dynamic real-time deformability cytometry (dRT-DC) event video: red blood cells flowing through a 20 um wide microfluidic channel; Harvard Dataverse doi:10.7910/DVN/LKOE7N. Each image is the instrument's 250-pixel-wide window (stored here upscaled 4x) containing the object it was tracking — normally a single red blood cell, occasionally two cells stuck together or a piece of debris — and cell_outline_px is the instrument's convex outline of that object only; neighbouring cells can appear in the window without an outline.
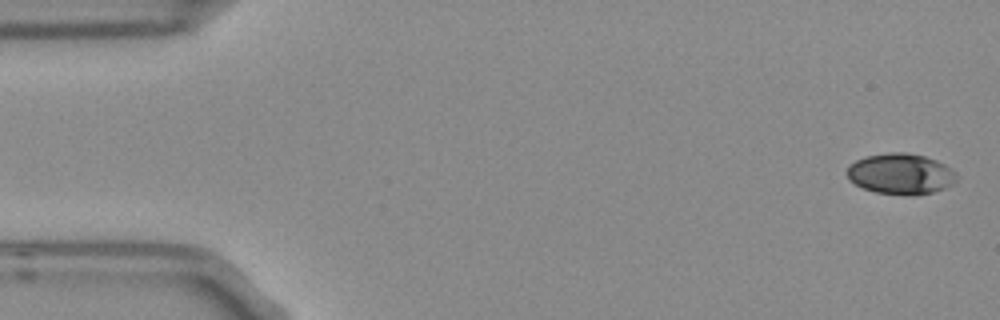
{"species": "Egyptian fruit bat (a non-hibernating species)", "species_latin": "Rousettus aegyptiacus", "temperature_condition": "room temperature", "stored_images_in_passage": 5, "camera_frame_rate_fps": 3000, "um_per_image_px": 0.085, "frame": {"image": 1, "passage_image": 1, "time_ms": 0.0, "image_size_px": [1000, 320], "cell_outline_px": [[960, 176], [952, 184], [944, 188], [932, 192], [916, 196], [904, 196], [876, 192], [864, 188], [848, 180], [848, 164], [856, 160], [868, 156], [888, 152], [904, 152], [924, 156], [936, 160], [952, 168]], "centroid_in_image_um": [76.59, 14.79], "position_along_channel_um": 8.4, "area_um2": 26.3}}
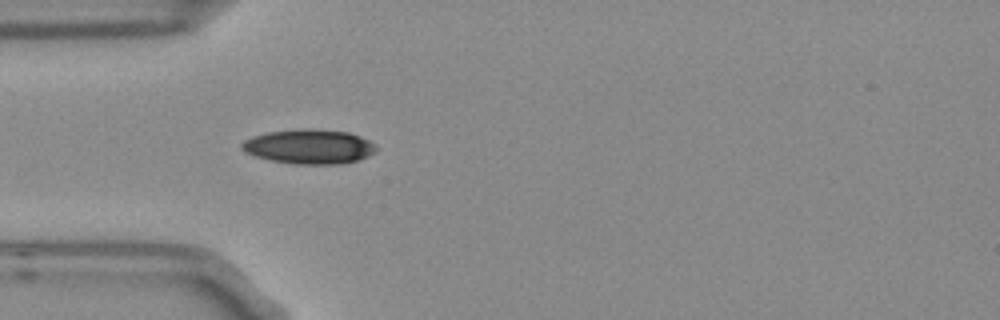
{"frame": {"image": 2, "passage_image": 5, "time_ms": 1.333, "image_size_px": [1000, 320], "cell_outline_px": [[376, 152], [368, 156], [356, 160], [340, 164], [296, 164], [272, 160], [256, 156], [244, 152], [240, 148], [240, 144], [244, 140], [252, 136], [268, 132], [348, 132], [360, 136], [376, 144]], "centroid_in_image_um": [26.28, 12.52], "position_along_channel_um": 58.7, "area_um2": 25.84}}